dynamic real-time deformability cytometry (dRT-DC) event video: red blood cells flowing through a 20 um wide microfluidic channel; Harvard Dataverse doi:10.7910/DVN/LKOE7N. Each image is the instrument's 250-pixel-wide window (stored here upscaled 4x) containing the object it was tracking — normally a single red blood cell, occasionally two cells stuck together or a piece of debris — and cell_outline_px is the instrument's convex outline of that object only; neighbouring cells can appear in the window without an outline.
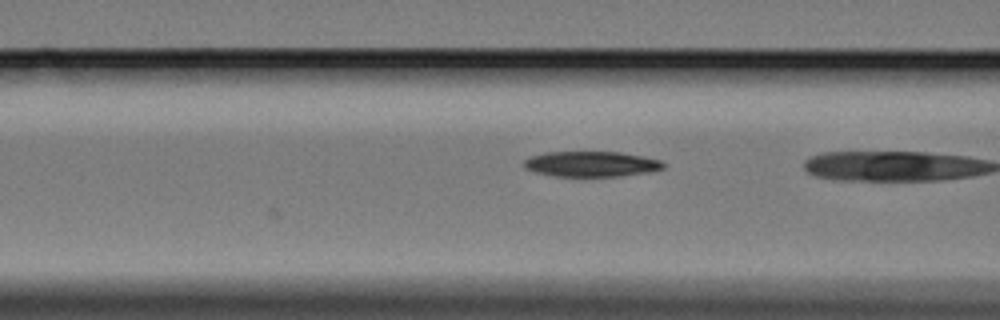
{"species": "Egyptian fruit bat (a non-hibernating species)", "species_latin": "Rousettus aegyptiacus", "temperature_condition": "cold", "stored_images_in_passage": 7, "camera_frame_rate_fps": 3000, "um_per_image_px": 0.085, "animal": {"sex": "female"}, "frame": {"image": 1, "passage_image": 7, "time_ms": 2.0, "image_size_px": [1000, 320], "cell_outline_px": [[664, 168], [652, 172], [620, 176], [552, 176], [536, 172], [524, 168], [524, 160], [532, 156], [544, 152], [620, 152], [644, 156], [660, 160], [664, 164]], "centroid_in_image_um": [50.28, 13.94], "position_along_channel_um": 116.3, "area_um2": 20.69}}